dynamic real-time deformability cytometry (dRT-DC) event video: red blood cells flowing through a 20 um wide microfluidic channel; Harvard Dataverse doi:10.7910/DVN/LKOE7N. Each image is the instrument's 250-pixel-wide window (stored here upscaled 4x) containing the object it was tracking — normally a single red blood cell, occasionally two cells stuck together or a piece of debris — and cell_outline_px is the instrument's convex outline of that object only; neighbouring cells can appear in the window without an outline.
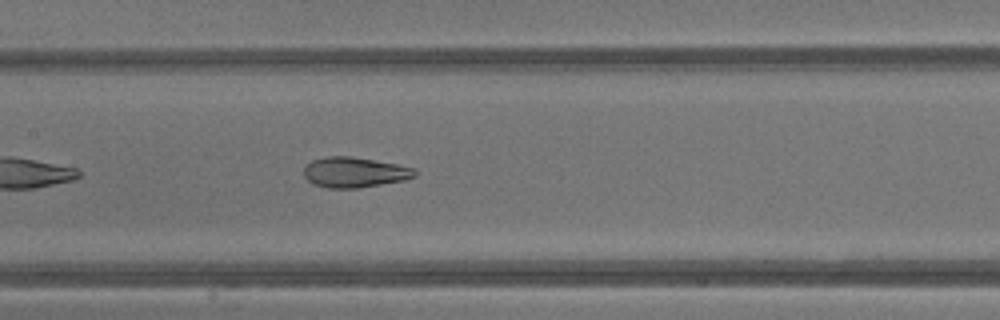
{"species": "common noctule bat (a hibernating species)", "species_latin": "Nyctalus noctula", "temperature_condition": "warm", "stored_images_in_passage": 24, "camera_frame_rate_fps": 3000, "um_per_image_px": 0.085, "animal": {"sex": "male", "body_mass_g": 13.3}, "frame": {"image": 1, "passage_image": 21, "time_ms": 6.667, "image_size_px": [1000, 320], "cell_outline_px": [[416, 176], [404, 180], [356, 188], [328, 188], [312, 184], [304, 176], [304, 168], [312, 160], [328, 156], [352, 156], [396, 164], [416, 168]], "centroid_in_image_um": [30.13, 14.64], "position_along_channel_um": 177.3, "area_um2": 19.54}}